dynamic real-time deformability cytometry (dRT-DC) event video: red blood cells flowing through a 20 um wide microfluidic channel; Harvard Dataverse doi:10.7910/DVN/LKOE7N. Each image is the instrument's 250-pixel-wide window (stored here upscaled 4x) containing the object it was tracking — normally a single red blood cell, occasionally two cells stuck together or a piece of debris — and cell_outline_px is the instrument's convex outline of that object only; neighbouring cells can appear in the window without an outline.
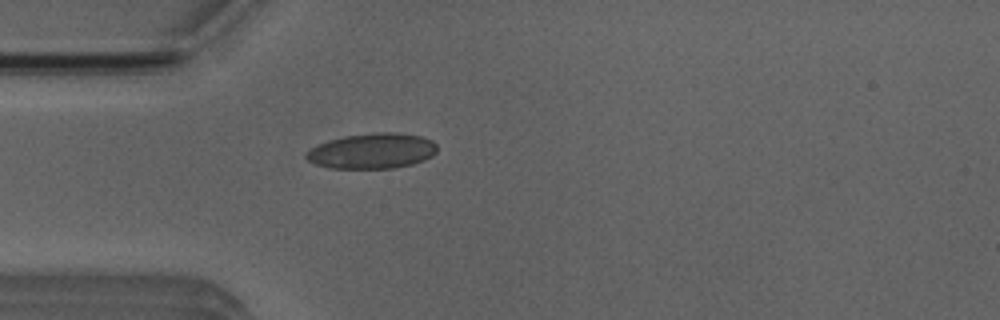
{"species": "Egyptian fruit bat (a non-hibernating species)", "species_latin": "Rousettus aegyptiacus", "temperature_condition": "room temperature", "stored_images_in_passage": 1, "camera_frame_rate_fps": 3000, "um_per_image_px": 0.085, "animal": {"sex": "male"}, "frame": {"image": 1, "passage_image": 1, "time_ms": 0.0, "image_size_px": [1000, 320], "cell_outline_px": [[436, 152], [432, 156], [424, 160], [412, 164], [392, 168], [332, 168], [316, 164], [308, 160], [304, 156], [312, 148], [328, 140], [344, 136], [376, 132], [396, 132], [420, 136], [432, 140], [436, 144]], "centroid_in_image_um": [31.66, 12.82], "position_along_channel_um": 53.3, "area_um2": 26.82}}